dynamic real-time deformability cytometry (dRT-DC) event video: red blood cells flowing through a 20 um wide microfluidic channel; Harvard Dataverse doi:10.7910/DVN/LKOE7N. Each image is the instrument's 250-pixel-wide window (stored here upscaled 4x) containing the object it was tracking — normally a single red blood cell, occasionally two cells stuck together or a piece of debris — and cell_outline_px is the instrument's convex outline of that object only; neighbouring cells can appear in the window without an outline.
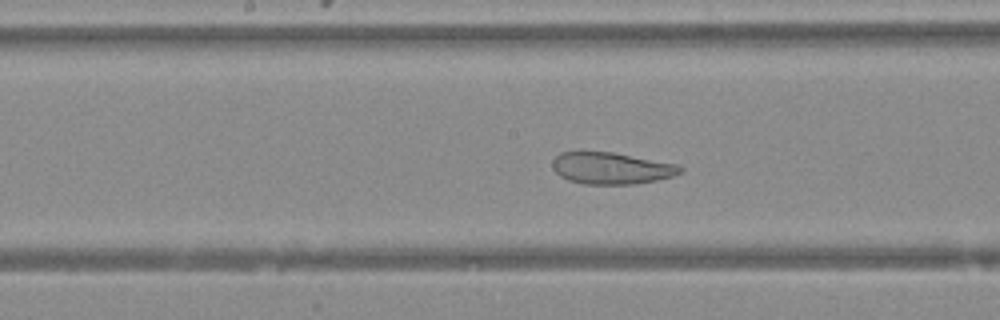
{"species": "Egyptian fruit bat (a non-hibernating species)", "species_latin": "Rousettus aegyptiacus", "temperature_condition": "warm", "stored_images_in_passage": 46, "camera_frame_rate_fps": 3000, "um_per_image_px": 0.085, "animal": {"sex": "female"}, "frame": {"image": 1, "passage_image": 23, "time_ms": 7.333, "image_size_px": [1000, 320], "cell_outline_px": [[684, 172], [672, 176], [656, 180], [636, 184], [584, 184], [568, 180], [560, 176], [552, 168], [552, 160], [560, 152], [612, 152], [680, 164], [684, 168]], "centroid_in_image_um": [52.0, 14.3], "position_along_channel_um": 196.2, "area_um2": 23.81}}
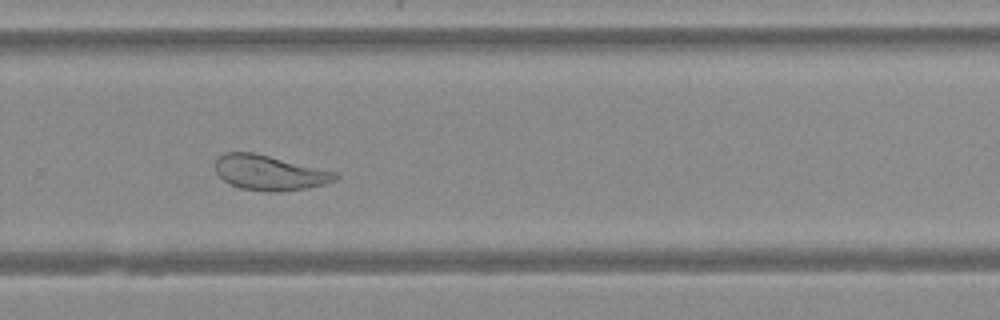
{"frame": {"image": 2, "passage_image": 31, "time_ms": 10.0, "image_size_px": [1000, 320], "cell_outline_px": [[340, 176], [336, 180], [324, 184], [304, 188], [280, 192], [268, 192], [240, 188], [224, 180], [216, 172], [216, 160], [224, 152], [252, 152], [336, 172]], "centroid_in_image_um": [22.91, 14.68], "position_along_channel_um": 306.9, "area_um2": 24.16}}
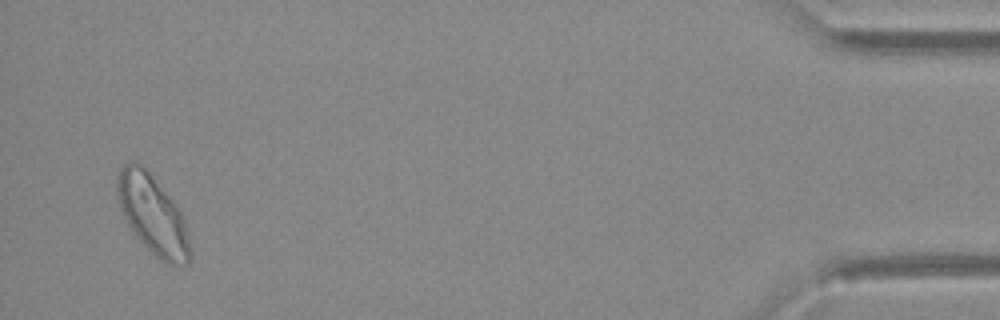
{"frame": {"image": 3, "passage_image": 45, "time_ms": 14.667, "image_size_px": [1000, 320], "cell_outline_px": [[192, 256], [188, 264], [184, 268], [180, 268], [164, 264], [136, 236], [128, 224], [124, 216], [120, 204], [116, 188], [116, 184], [120, 168], [124, 164], [144, 164], [176, 204], [188, 228], [192, 244]], "centroid_in_image_um": [13.06, 18.33], "position_along_channel_um": 422.1, "area_um2": 33.99}}